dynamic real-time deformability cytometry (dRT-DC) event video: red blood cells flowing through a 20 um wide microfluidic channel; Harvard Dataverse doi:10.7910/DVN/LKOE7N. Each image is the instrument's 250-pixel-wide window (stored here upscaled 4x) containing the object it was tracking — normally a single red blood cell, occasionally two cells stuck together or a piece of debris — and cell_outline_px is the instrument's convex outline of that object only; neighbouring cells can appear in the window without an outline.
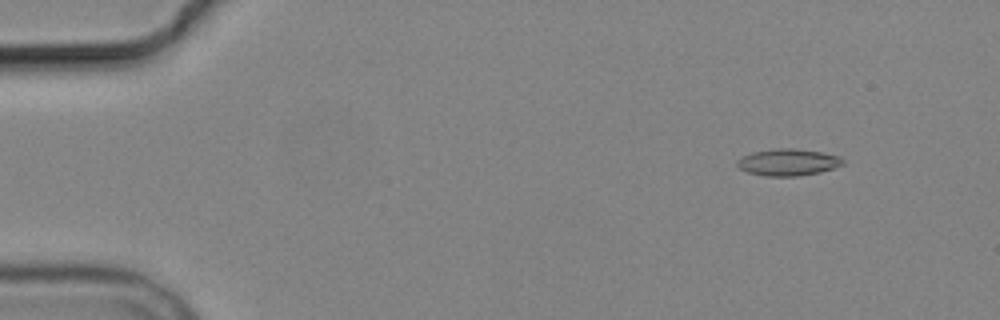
{"species": "common noctule bat (a hibernating species)", "species_latin": "Nyctalus noctula", "temperature_condition": "cold", "stored_images_in_passage": 5, "camera_frame_rate_fps": 3000, "um_per_image_px": 0.085, "animal": {"sex": "male", "body_mass_g": 19.2, "forearm_length_mm": 51.8}, "frame": {"image": 1, "passage_image": 2, "time_ms": 1.333, "image_size_px": [1000, 320], "cell_outline_px": [[844, 164], [820, 172], [800, 176], [764, 176], [748, 172], [740, 168], [736, 164], [736, 160], [752, 152], [780, 148], [792, 148], [820, 152], [840, 156], [844, 160]], "centroid_in_image_um": [66.99, 13.8], "position_along_channel_um": 18.0, "area_um2": 16.42}}
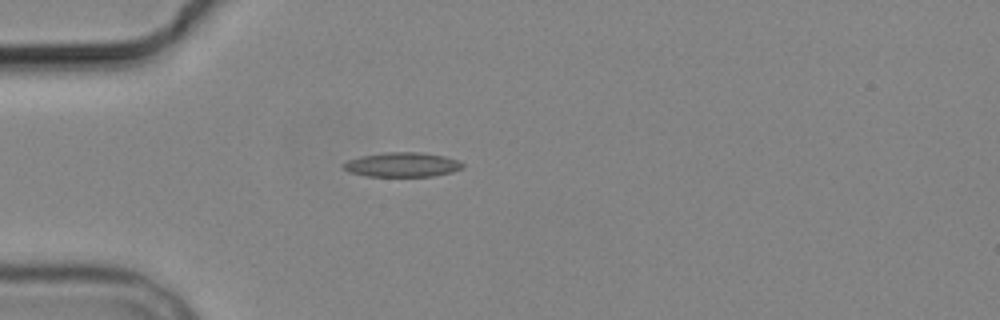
{"frame": {"image": 2, "passage_image": 5, "time_ms": 4.667, "image_size_px": [1000, 320], "cell_outline_px": [[464, 168], [452, 172], [432, 176], [368, 176], [348, 172], [340, 164], [348, 160], [360, 156], [384, 152], [420, 152], [444, 156], [456, 160], [464, 164]], "centroid_in_image_um": [34.16, 13.99], "position_along_channel_um": 50.8, "area_um2": 17.05}}